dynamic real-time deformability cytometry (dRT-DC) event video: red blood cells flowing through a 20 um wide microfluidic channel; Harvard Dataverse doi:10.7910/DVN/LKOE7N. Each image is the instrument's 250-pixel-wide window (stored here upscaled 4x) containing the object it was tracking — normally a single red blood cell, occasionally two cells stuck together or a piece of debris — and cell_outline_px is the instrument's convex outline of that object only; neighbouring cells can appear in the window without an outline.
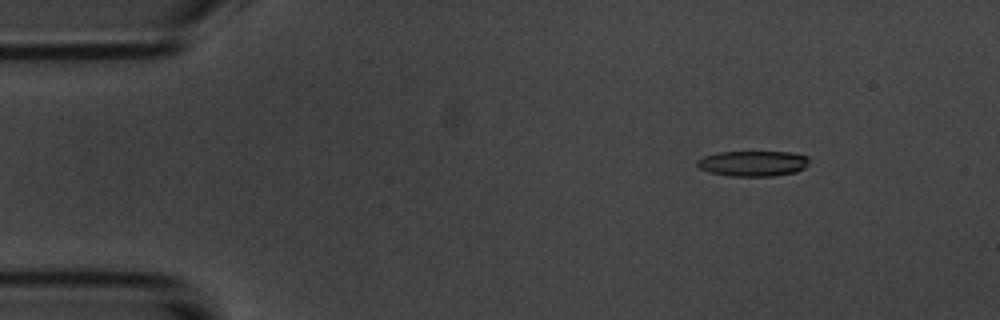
{"species": "common noctule bat (a hibernating species)", "species_latin": "Nyctalus noctula", "temperature_condition": "room temperature", "stored_images_in_passage": 11, "camera_frame_rate_fps": 3000, "um_per_image_px": 0.085, "animal": {"sex": "male", "body_mass_g": 20.1, "forearm_length_mm": 53.5}, "frame": {"image": 1, "passage_image": 2, "time_ms": 2.0, "image_size_px": [1000, 320], "cell_outline_px": [[808, 160], [804, 168], [796, 172], [772, 176], [732, 176], [708, 172], [700, 168], [696, 164], [696, 160], [704, 156], [720, 152], [792, 152], [808, 156]], "centroid_in_image_um": [63.99, 13.89], "position_along_channel_um": 21.0, "area_um2": 16.59}}
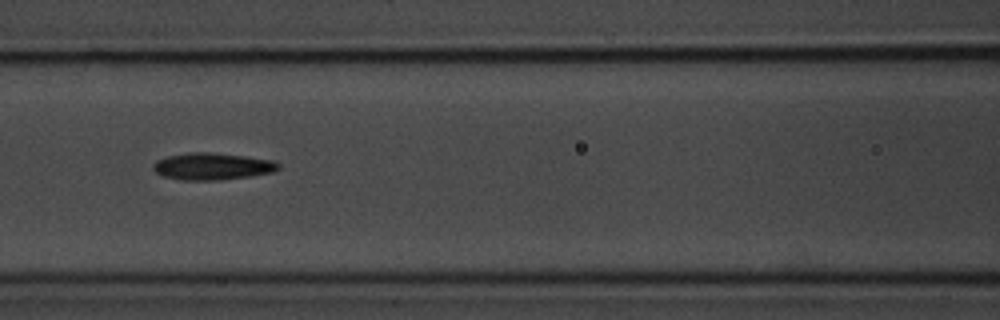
{"frame": {"image": 2, "passage_image": 7, "time_ms": 7.667, "image_size_px": [1000, 320], "cell_outline_px": [[280, 168], [272, 172], [248, 176], [220, 180], [180, 180], [164, 176], [156, 172], [152, 168], [152, 164], [156, 160], [168, 156], [188, 152], [208, 152], [244, 156], [276, 160], [280, 164]], "centroid_in_image_um": [18.04, 14.13], "position_along_channel_um": 148.6, "area_um2": 19.71}}
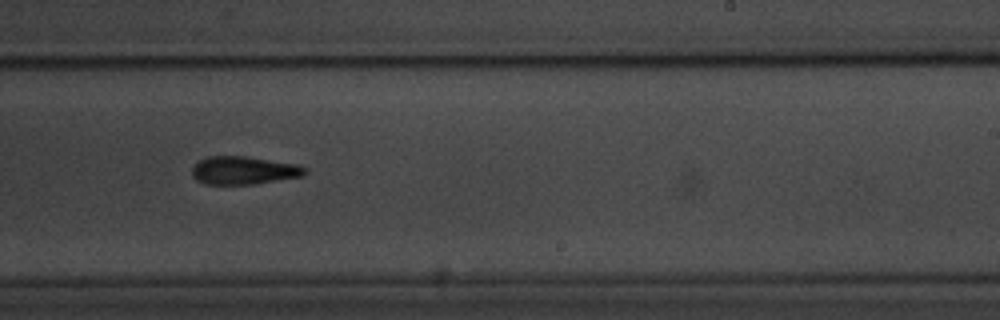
{"frame": {"image": 3, "passage_image": 10, "time_ms": 11.0, "image_size_px": [1000, 320], "cell_outline_px": [[308, 172], [304, 176], [256, 184], [204, 184], [196, 180], [192, 176], [192, 168], [200, 160], [208, 156], [244, 156], [300, 164], [308, 168]], "centroid_in_image_um": [20.78, 14.49], "position_along_channel_um": 268.2, "area_um2": 18.73}}